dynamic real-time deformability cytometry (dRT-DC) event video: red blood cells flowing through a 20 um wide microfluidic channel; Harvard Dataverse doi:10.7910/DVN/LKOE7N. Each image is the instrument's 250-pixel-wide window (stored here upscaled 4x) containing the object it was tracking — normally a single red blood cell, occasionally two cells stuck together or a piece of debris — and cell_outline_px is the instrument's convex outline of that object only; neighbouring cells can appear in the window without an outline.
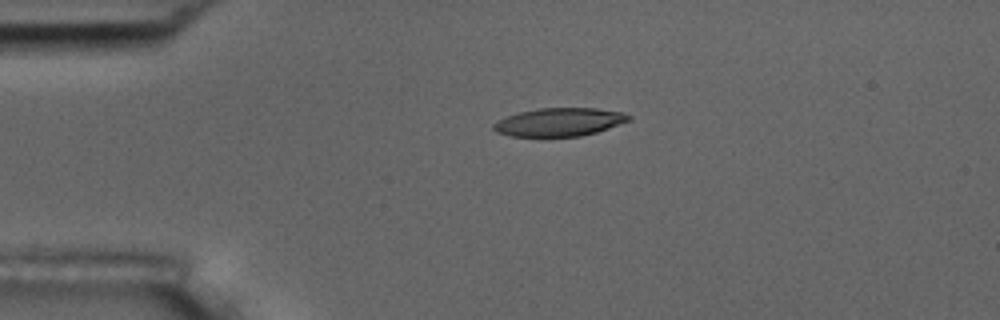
{"species": "common noctule bat (a hibernating species)", "species_latin": "Nyctalus noctula", "temperature_condition": "room temperature", "stored_images_in_passage": 2, "camera_frame_rate_fps": 3000, "um_per_image_px": 0.085, "animal": {"sex": "male", "body_mass_g": 17.5, "forearm_length_mm": 52.3}, "frame": {"image": 1, "passage_image": 1, "time_ms": 0.0, "image_size_px": [1000, 320], "cell_outline_px": [[632, 120], [596, 132], [580, 136], [512, 136], [496, 132], [492, 128], [492, 124], [496, 120], [520, 112], [540, 108], [596, 108], [620, 112], [632, 116]], "centroid_in_image_um": [47.54, 10.37], "position_along_channel_um": 37.5, "area_um2": 22.14}}